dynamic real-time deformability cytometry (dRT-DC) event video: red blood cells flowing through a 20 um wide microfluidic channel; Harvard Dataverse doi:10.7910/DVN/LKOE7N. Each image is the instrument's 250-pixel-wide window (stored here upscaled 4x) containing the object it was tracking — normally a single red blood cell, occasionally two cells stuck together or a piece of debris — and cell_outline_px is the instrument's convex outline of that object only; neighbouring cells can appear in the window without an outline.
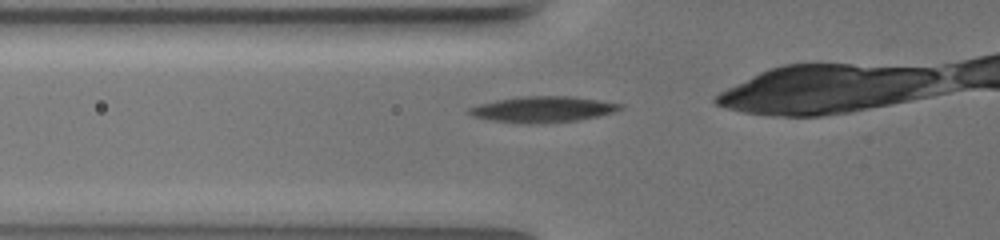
{"species": "common noctule bat (a hibernating species)", "species_latin": "Nyctalus noctula", "temperature_condition": "warm", "stored_images_in_passage": 32, "camera_frame_rate_fps": 3000, "um_per_image_px": 0.085, "animal": {"sex": "female", "body_mass_g": 19.5, "forearm_length_mm": 54.1}, "frame": {"image": 1, "passage_image": 2, "time_ms": 0.333, "image_size_px": [1000, 240], "cell_outline_px": [[624, 108], [612, 112], [596, 116], [576, 120], [496, 120], [476, 116], [468, 112], [468, 108], [480, 104], [496, 100], [520, 96], [572, 96], [624, 104]], "centroid_in_image_um": [46.23, 9.21], "position_along_channel_um": 79.6, "area_um2": 21.15}}
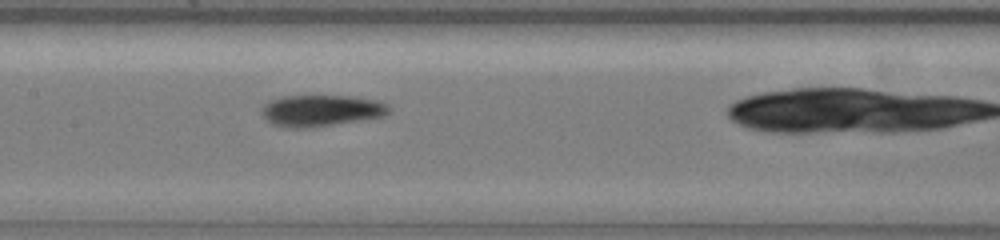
{"frame": {"image": 2, "passage_image": 11, "time_ms": 3.333, "image_size_px": [1000, 240], "cell_outline_px": [[392, 108], [388, 112], [380, 116], [328, 124], [276, 124], [268, 120], [264, 116], [264, 104], [280, 96], [356, 96], [376, 100], [388, 104]], "centroid_in_image_um": [27.39, 9.31], "position_along_channel_um": 180.0, "area_um2": 21.56}}
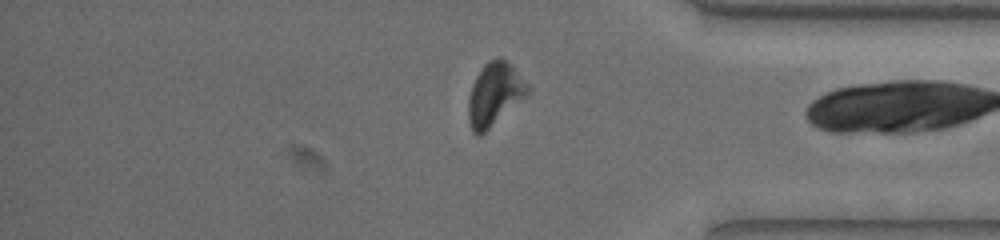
{"frame": {"image": 3, "passage_image": 31, "time_ms": 10.0, "image_size_px": [1000, 240], "cell_outline_px": [[528, 92], [524, 96], [484, 132], [472, 132], [468, 120], [468, 100], [472, 84], [476, 76], [484, 64], [488, 60], [500, 56], [528, 84]], "centroid_in_image_um": [41.98, 7.97], "position_along_channel_um": 393.2, "area_um2": 20.75}}